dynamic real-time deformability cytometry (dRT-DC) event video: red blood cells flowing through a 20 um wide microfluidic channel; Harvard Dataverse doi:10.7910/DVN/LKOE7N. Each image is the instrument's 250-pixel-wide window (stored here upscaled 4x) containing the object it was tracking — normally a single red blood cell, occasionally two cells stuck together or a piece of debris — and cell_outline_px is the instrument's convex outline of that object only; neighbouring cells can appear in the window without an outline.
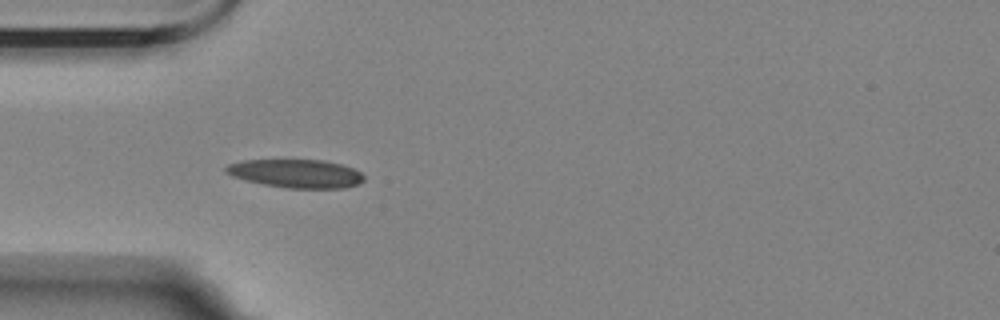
{"species": "Egyptian fruit bat (a non-hibernating species)", "species_latin": "Rousettus aegyptiacus", "temperature_condition": "room temperature", "stored_images_in_passage": 5, "camera_frame_rate_fps": 3000, "um_per_image_px": 0.085, "animal": {"sex": "female"}, "frame": {"image": 1, "passage_image": 4, "time_ms": 5.0, "image_size_px": [1000, 320], "cell_outline_px": [[364, 180], [360, 184], [344, 188], [288, 188], [264, 184], [244, 180], [232, 176], [224, 172], [224, 168], [228, 164], [244, 160], [324, 160], [340, 164], [352, 168], [360, 172], [364, 176]], "centroid_in_image_um": [25.16, 14.75], "position_along_channel_um": 59.8, "area_um2": 22.89}}
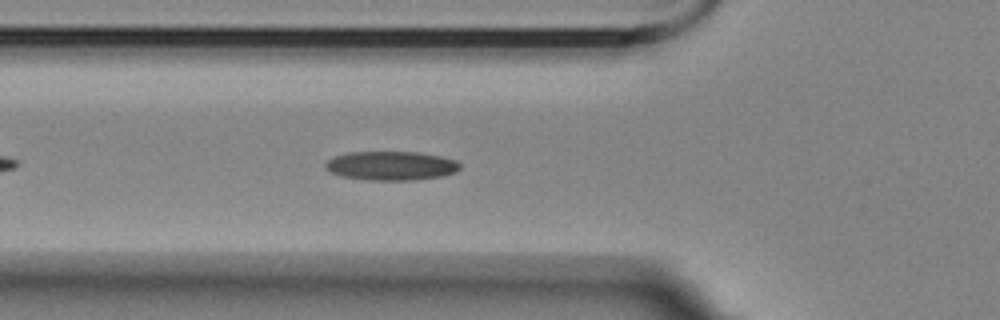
{"frame": {"image": 2, "passage_image": 5, "time_ms": 6.0, "image_size_px": [1000, 320], "cell_outline_px": [[460, 168], [456, 172], [440, 176], [416, 180], [368, 180], [340, 176], [324, 168], [324, 164], [328, 160], [336, 156], [348, 152], [416, 152], [440, 156], [456, 160], [460, 164]], "centroid_in_image_um": [33.24, 14.09], "position_along_channel_um": 92.6, "area_um2": 22.72}}